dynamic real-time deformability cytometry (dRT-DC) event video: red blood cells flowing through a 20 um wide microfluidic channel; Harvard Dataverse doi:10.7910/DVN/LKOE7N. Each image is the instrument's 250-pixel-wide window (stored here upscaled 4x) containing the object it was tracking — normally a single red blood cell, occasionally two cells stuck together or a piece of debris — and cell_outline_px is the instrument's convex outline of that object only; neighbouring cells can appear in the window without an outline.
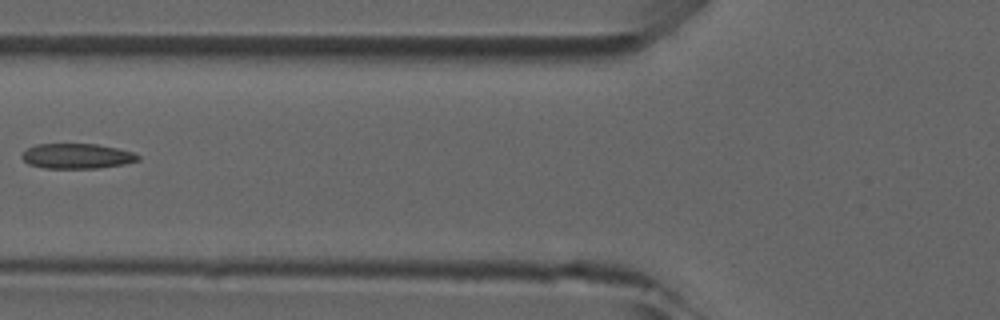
{"species": "common noctule bat (a hibernating species)", "species_latin": "Nyctalus noctula", "temperature_condition": "room temperature", "stored_images_in_passage": 5, "camera_frame_rate_fps": 3000, "um_per_image_px": 0.085, "animal": {"sex": "male", "forearm_length_mm": 52.5}, "frame": {"image": 1, "passage_image": 5, "time_ms": 5.333, "image_size_px": [1000, 320], "cell_outline_px": [[140, 160], [124, 164], [96, 168], [44, 168], [28, 164], [20, 156], [28, 148], [36, 144], [96, 144], [116, 148], [132, 152], [140, 156]], "centroid_in_image_um": [6.53, 13.27], "position_along_channel_um": 119.3, "area_um2": 16.88}}